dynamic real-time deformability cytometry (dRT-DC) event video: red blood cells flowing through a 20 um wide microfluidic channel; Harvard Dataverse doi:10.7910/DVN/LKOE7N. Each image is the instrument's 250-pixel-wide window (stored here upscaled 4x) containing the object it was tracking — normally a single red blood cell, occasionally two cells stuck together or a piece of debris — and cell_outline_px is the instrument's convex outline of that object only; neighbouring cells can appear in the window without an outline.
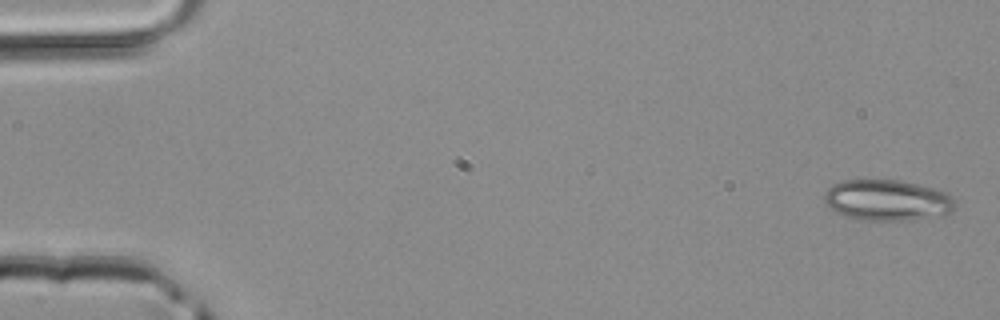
{"species": "common noctule bat (a hibernating species)", "species_latin": "Nyctalus noctula", "temperature_condition": "room temperature", "stored_images_in_passage": 3, "camera_frame_rate_fps": 3000, "um_per_image_px": 0.085, "animal": {"sex": "male", "body_mass_g": 20.4}, "frame": {"image": 1, "passage_image": 1, "time_ms": 0.0, "image_size_px": [1000, 320], "cell_outline_px": [[956, 204], [948, 212], [904, 220], [856, 220], [844, 216], [836, 212], [824, 200], [824, 192], [832, 184], [840, 180], [904, 180], [948, 192], [952, 196]], "centroid_in_image_um": [75.35, 16.99], "position_along_channel_um": 9.6, "area_um2": 30.98}}